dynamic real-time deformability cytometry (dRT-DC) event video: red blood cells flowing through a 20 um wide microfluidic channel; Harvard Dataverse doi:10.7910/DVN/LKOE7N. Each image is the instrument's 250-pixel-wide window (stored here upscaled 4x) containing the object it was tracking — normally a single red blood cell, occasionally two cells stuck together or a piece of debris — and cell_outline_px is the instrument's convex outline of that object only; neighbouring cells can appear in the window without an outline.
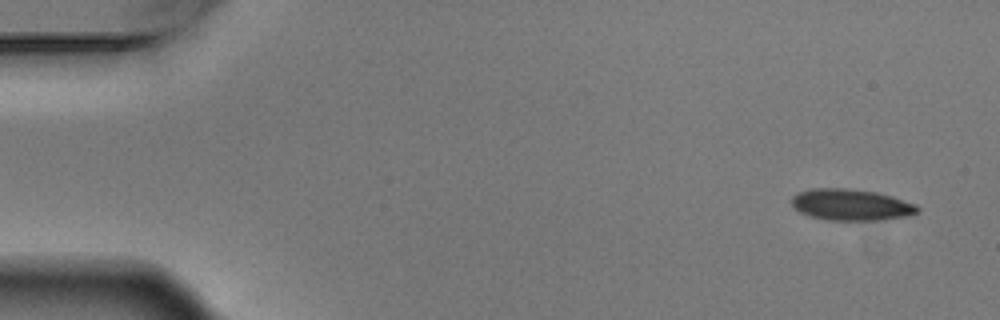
{"species": "Egyptian fruit bat (a non-hibernating species)", "species_latin": "Rousettus aegyptiacus", "temperature_condition": "warm", "stored_images_in_passage": 6, "camera_frame_rate_fps": 3000, "um_per_image_px": 0.085, "animal": {"sex": "male"}, "frame": {"image": 1, "passage_image": 1, "time_ms": 0.0, "image_size_px": [1000, 320], "cell_outline_px": [[920, 212], [908, 216], [884, 220], [828, 220], [812, 216], [800, 212], [792, 204], [792, 196], [796, 192], [808, 188], [844, 188], [876, 192], [892, 196], [916, 204], [920, 208]], "centroid_in_image_um": [72.37, 17.4], "position_along_channel_um": 12.6, "area_um2": 23.18}}
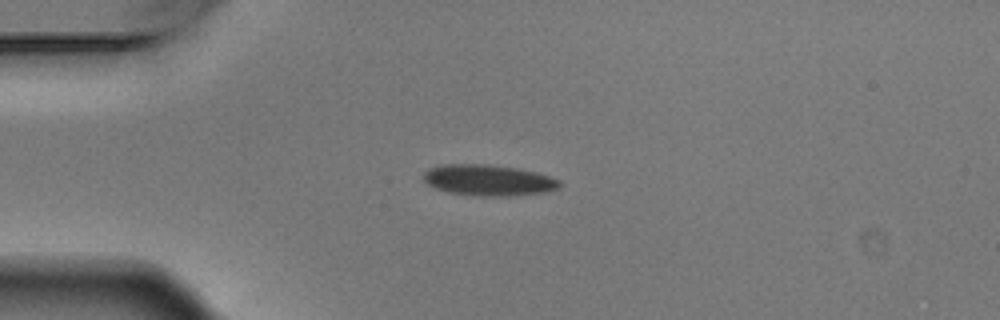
{"frame": {"image": 2, "passage_image": 4, "time_ms": 1.0, "image_size_px": [1000, 320], "cell_outline_px": [[564, 184], [560, 188], [544, 192], [504, 196], [488, 196], [452, 192], [436, 188], [428, 184], [424, 180], [424, 172], [428, 168], [440, 164], [484, 164], [516, 168], [536, 172], [560, 180]], "centroid_in_image_um": [41.54, 15.3], "position_along_channel_um": 43.5, "area_um2": 24.33}}
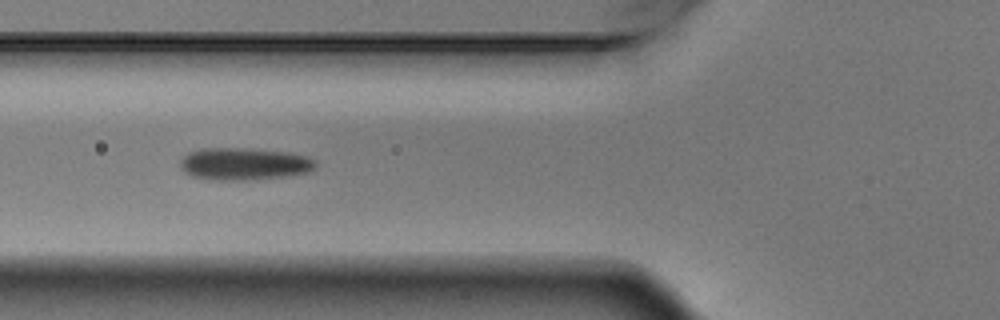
{"frame": {"image": 3, "passage_image": 6, "time_ms": 1.667, "image_size_px": [1000, 320], "cell_outline_px": [[316, 168], [308, 172], [284, 176], [236, 180], [212, 180], [192, 176], [184, 172], [180, 168], [180, 160], [188, 152], [200, 148], [252, 148], [292, 152], [308, 156], [316, 160]], "centroid_in_image_um": [20.75, 13.91], "position_along_channel_um": 105.1, "area_um2": 25.72}}